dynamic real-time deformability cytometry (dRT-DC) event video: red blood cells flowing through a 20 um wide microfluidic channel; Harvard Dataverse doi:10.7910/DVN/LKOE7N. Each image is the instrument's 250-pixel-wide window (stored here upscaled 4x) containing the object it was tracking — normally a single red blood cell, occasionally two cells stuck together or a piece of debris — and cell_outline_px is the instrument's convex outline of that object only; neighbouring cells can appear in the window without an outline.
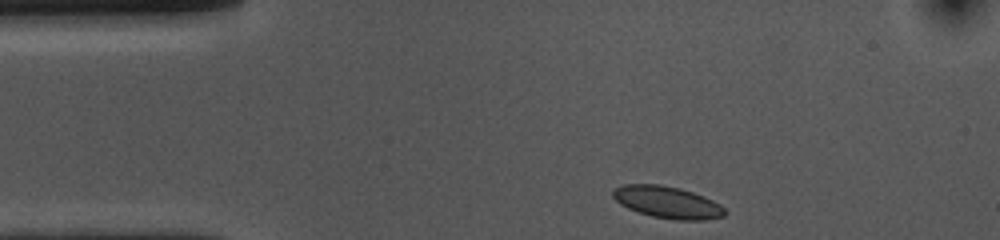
{"species": "common noctule bat (a hibernating species)", "species_latin": "Nyctalus noctula", "temperature_condition": "cold", "stored_images_in_passage": 35, "camera_frame_rate_fps": 3000, "um_per_image_px": 0.085, "animal": {"sex": "female", "body_mass_g": 10.0, "forearm_length_mm": 53.1}, "frame": {"image": 1, "passage_image": 1, "time_ms": 0.0, "image_size_px": [1000, 240], "cell_outline_px": [[728, 212], [724, 216], [704, 220], [676, 220], [652, 216], [628, 208], [620, 204], [612, 196], [612, 192], [616, 188], [624, 184], [660, 184], [680, 188], [704, 196], [720, 204]], "centroid_in_image_um": [56.75, 17.19], "position_along_channel_um": 28.2, "area_um2": 20.81}}
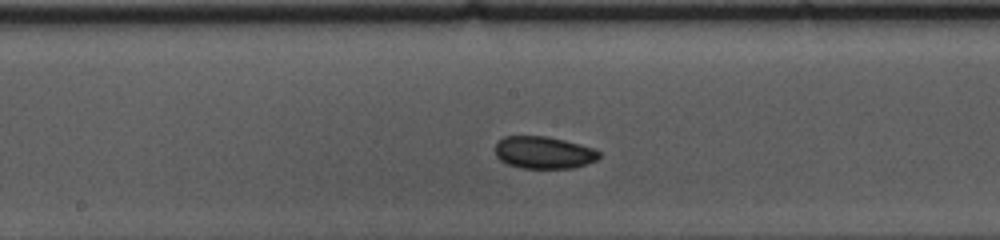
{"frame": {"image": 2, "passage_image": 19, "time_ms": 6.0, "image_size_px": [1000, 240], "cell_outline_px": [[600, 156], [596, 160], [572, 168], [520, 168], [508, 164], [500, 160], [496, 156], [496, 144], [504, 136], [548, 136], [580, 144], [592, 148], [600, 152]], "centroid_in_image_um": [46.2, 12.96], "position_along_channel_um": 202.0, "area_um2": 19.42}}
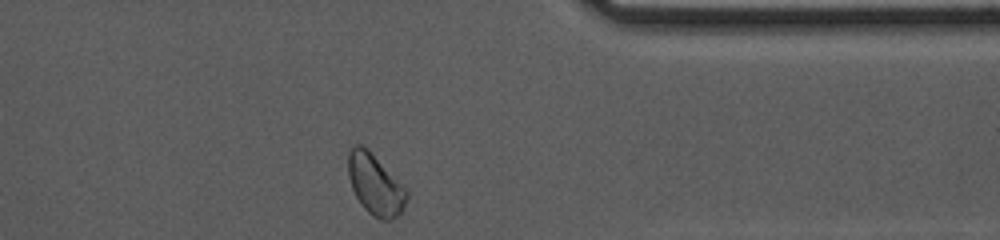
{"frame": {"image": 3, "passage_image": 35, "time_ms": 11.333, "image_size_px": [1000, 240], "cell_outline_px": [[408, 196], [404, 208], [400, 216], [388, 220], [380, 220], [372, 216], [360, 204], [352, 188], [348, 176], [348, 152], [352, 144], [360, 144], [368, 148], [408, 192]], "centroid_in_image_um": [31.88, 15.7], "position_along_channel_um": 379.5, "area_um2": 20.81}}